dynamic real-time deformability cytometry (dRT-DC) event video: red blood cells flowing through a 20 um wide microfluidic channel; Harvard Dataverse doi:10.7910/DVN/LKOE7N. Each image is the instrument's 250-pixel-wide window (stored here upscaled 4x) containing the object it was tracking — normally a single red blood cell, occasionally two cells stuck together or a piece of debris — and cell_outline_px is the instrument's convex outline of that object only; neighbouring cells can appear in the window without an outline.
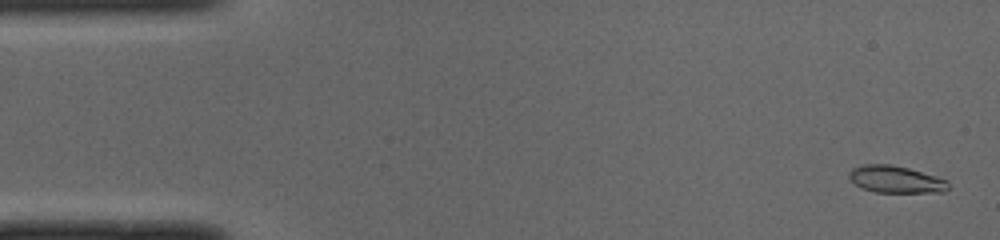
{"species": "common noctule bat (a hibernating species)", "species_latin": "Nyctalus noctula", "temperature_condition": "cold", "stored_images_in_passage": 48, "camera_frame_rate_fps": 3000, "um_per_image_px": 0.085, "animal": {"sex": "male", "body_mass_g": 19.0, "forearm_length_mm": 50.8}, "frame": {"image": 1, "passage_image": 2, "time_ms": 0.333, "image_size_px": [1000, 240], "cell_outline_px": [[948, 188], [944, 192], [876, 192], [864, 188], [856, 184], [848, 176], [848, 172], [852, 168], [864, 164], [888, 164], [908, 168], [936, 176], [948, 180]], "centroid_in_image_um": [76.14, 15.24], "position_along_channel_um": 8.9, "area_um2": 15.49}}
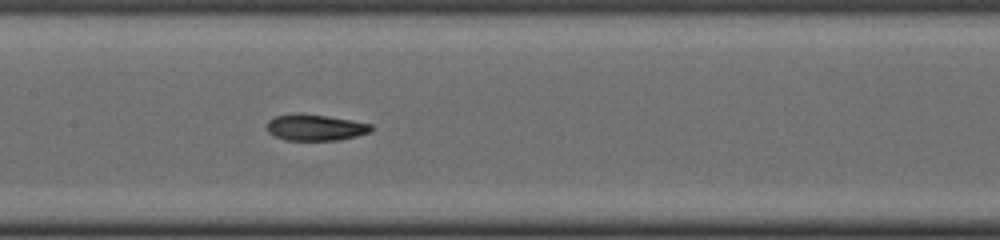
{"frame": {"image": 2, "passage_image": 24, "time_ms": 7.667, "image_size_px": [1000, 240], "cell_outline_px": [[372, 128], [368, 132], [356, 136], [340, 140], [284, 140], [268, 132], [268, 120], [276, 116], [296, 112], [300, 112], [328, 116], [352, 120], [372, 124]], "centroid_in_image_um": [26.79, 10.82], "position_along_channel_um": 180.6, "area_um2": 16.01}}
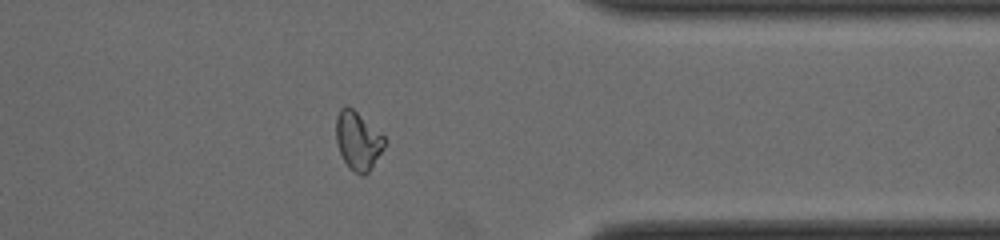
{"frame": {"image": 3, "passage_image": 40, "time_ms": 13.0, "image_size_px": [1000, 240], "cell_outline_px": [[388, 140], [384, 148], [368, 172], [364, 176], [360, 176], [352, 172], [348, 168], [336, 144], [336, 116], [340, 108], [344, 104], [348, 104], [384, 136]], "centroid_in_image_um": [30.41, 11.96], "position_along_channel_um": 381.0, "area_um2": 16.76}, "authors_computed_cell_mechanics": {"area_um2": 16.2707, "velocity_mm_per_s": 3.9863, "shape_relaxation_time_tau1_ms": 9.9015, "shape_relaxation_time_tau2_ms": 3.9594, "deformation_change_tau1": 0.2591, "deformation_change_tau2": 0.0887}}